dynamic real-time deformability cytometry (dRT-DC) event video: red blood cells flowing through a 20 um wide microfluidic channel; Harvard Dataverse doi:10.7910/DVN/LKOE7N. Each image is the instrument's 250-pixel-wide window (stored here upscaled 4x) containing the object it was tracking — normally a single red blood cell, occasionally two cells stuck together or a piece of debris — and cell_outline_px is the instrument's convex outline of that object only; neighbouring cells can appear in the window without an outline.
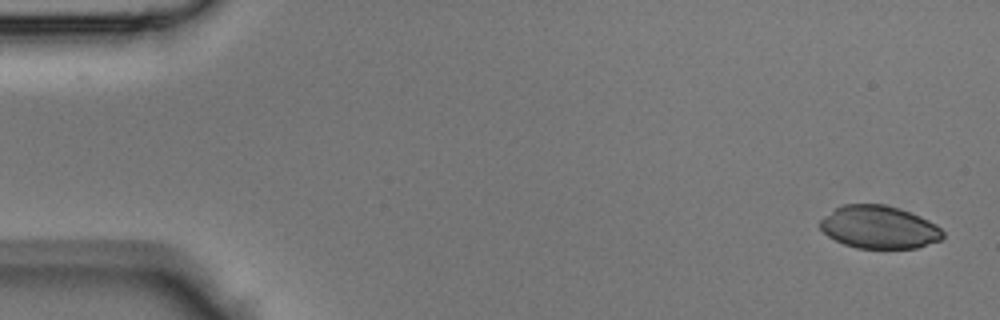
{"species": "Egyptian fruit bat (a non-hibernating species)", "species_latin": "Rousettus aegyptiacus", "temperature_condition": "room temperature", "stored_images_in_passage": 42, "camera_frame_rate_fps": 3000, "um_per_image_px": 0.085, "animal": {"sex": "male"}, "frame": {"image": 1, "passage_image": 1, "time_ms": 0.0, "image_size_px": [1000, 320], "cell_outline_px": [[944, 236], [940, 240], [916, 248], [856, 248], [844, 244], [828, 236], [820, 228], [820, 220], [824, 216], [836, 208], [844, 204], [884, 204], [900, 208], [920, 216], [936, 224], [944, 232]], "centroid_in_image_um": [74.73, 19.31], "position_along_channel_um": 10.3, "area_um2": 30.58}}
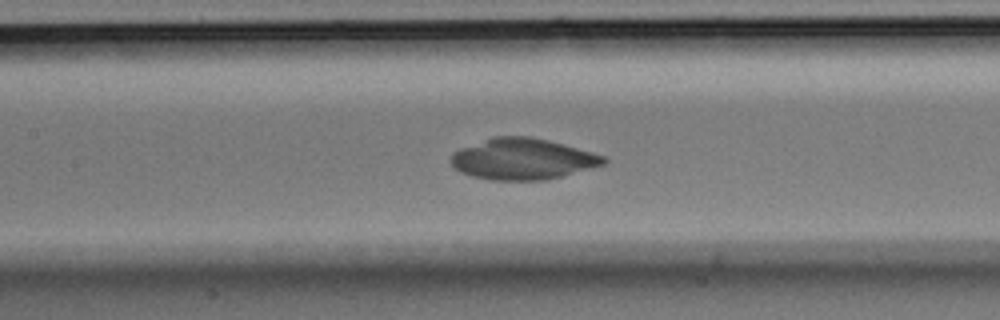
{"frame": {"image": 2, "passage_image": 19, "time_ms": 6.0, "image_size_px": [1000, 320], "cell_outline_px": [[608, 160], [604, 164], [592, 168], [544, 180], [492, 180], [472, 176], [460, 172], [452, 164], [452, 152], [460, 148], [492, 136], [532, 136], [564, 144], [592, 152], [604, 156]], "centroid_in_image_um": [44.42, 13.5], "position_along_channel_um": 163.0, "area_um2": 36.53}}
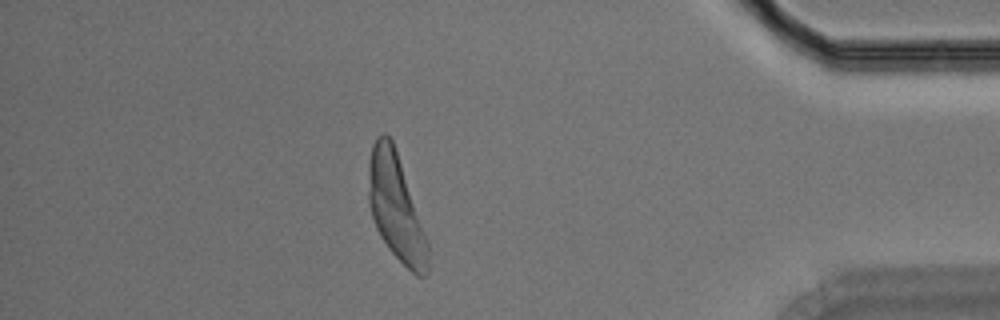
{"frame": {"image": 3, "passage_image": 37, "time_ms": 12.0, "image_size_px": [1000, 320], "cell_outline_px": [[428, 272], [424, 276], [416, 276], [388, 248], [380, 236], [376, 228], [368, 204], [368, 164], [372, 144], [376, 136], [380, 132], [384, 132], [392, 140], [428, 244]], "centroid_in_image_um": [33.6, 17.61], "position_along_channel_um": 401.6, "area_um2": 36.07}}